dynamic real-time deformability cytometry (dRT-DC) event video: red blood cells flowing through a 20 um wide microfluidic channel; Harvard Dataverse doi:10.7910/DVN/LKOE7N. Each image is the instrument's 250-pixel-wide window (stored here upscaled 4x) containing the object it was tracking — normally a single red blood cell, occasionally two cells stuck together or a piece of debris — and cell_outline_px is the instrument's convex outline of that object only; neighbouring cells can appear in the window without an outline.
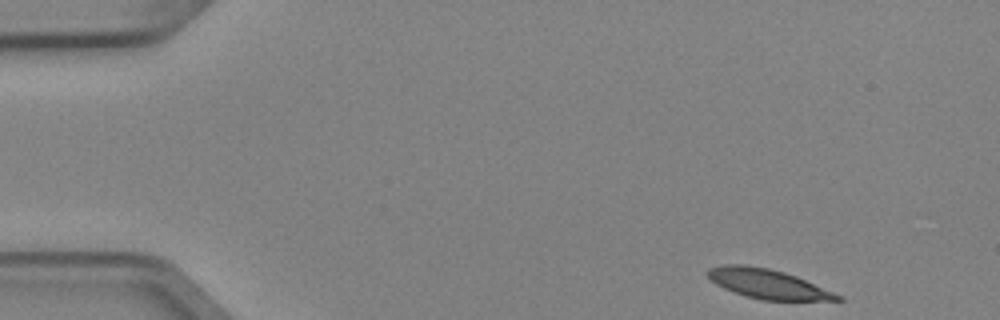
{"species": "Egyptian fruit bat (a non-hibernating species)", "species_latin": "Rousettus aegyptiacus", "temperature_condition": "cold", "stored_images_in_passage": 4, "camera_frame_rate_fps": 3000, "um_per_image_px": 0.085, "animal": {"sex": "female"}, "frame": {"image": 1, "passage_image": 1, "time_ms": 0.0, "image_size_px": [1000, 320], "cell_outline_px": [[844, 300], [764, 300], [744, 296], [724, 288], [716, 284], [704, 272], [708, 268], [724, 264], [744, 264], [768, 268], [784, 272], [796, 276], [844, 296]], "centroid_in_image_um": [65.25, 24.12], "position_along_channel_um": 19.8, "area_um2": 22.31}}
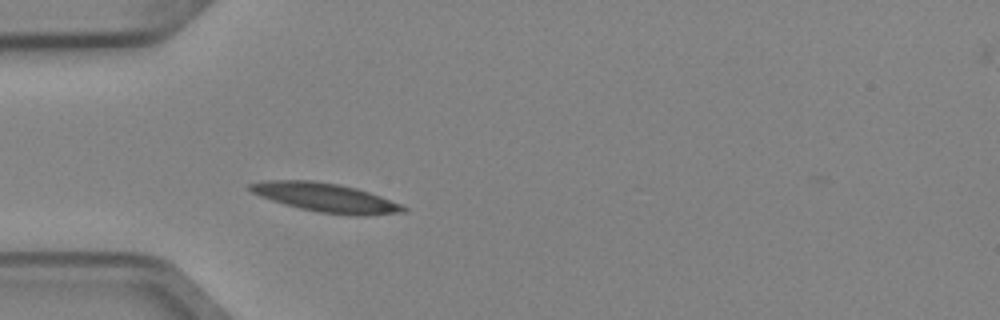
{"frame": {"image": 2, "passage_image": 4, "time_ms": 1.0, "image_size_px": [1000, 320], "cell_outline_px": [[408, 208], [404, 212], [368, 216], [356, 216], [320, 212], [300, 208], [284, 204], [260, 196], [252, 192], [248, 188], [248, 184], [264, 180], [312, 180], [340, 184], [356, 188], [380, 196], [400, 204]], "centroid_in_image_um": [27.68, 16.79], "position_along_channel_um": 57.3, "area_um2": 25.78}}